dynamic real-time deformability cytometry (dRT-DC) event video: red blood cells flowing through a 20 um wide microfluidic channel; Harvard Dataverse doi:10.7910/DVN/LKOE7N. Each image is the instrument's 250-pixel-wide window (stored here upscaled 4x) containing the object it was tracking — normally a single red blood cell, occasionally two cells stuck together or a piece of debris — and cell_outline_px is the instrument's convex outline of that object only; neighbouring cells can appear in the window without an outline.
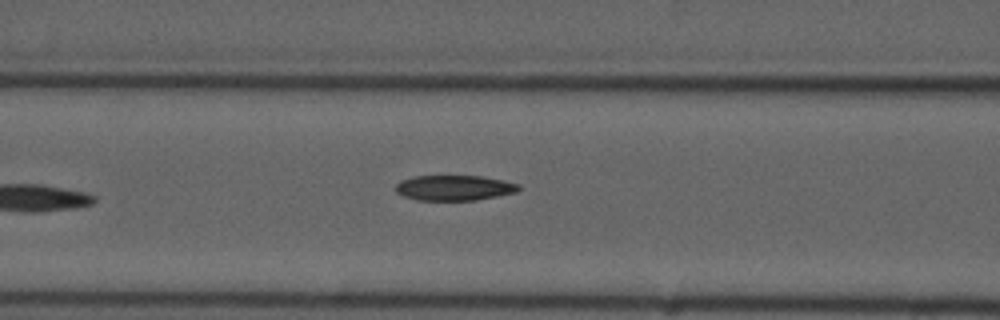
{"species": "common noctule bat (a hibernating species)", "species_latin": "Nyctalus noctula", "temperature_condition": "cold", "stored_images_in_passage": 7, "camera_frame_rate_fps": 3000, "um_per_image_px": 0.085, "animal": {"sex": "male", "forearm_length_mm": 52.5}, "frame": {"image": 1, "passage_image": 7, "time_ms": 7.0, "image_size_px": [1000, 320], "cell_outline_px": [[524, 188], [516, 192], [476, 200], [416, 200], [404, 196], [396, 192], [396, 184], [400, 180], [412, 176], [480, 176], [520, 184]], "centroid_in_image_um": [38.61, 15.96], "position_along_channel_um": 128.0, "area_um2": 18.15}}